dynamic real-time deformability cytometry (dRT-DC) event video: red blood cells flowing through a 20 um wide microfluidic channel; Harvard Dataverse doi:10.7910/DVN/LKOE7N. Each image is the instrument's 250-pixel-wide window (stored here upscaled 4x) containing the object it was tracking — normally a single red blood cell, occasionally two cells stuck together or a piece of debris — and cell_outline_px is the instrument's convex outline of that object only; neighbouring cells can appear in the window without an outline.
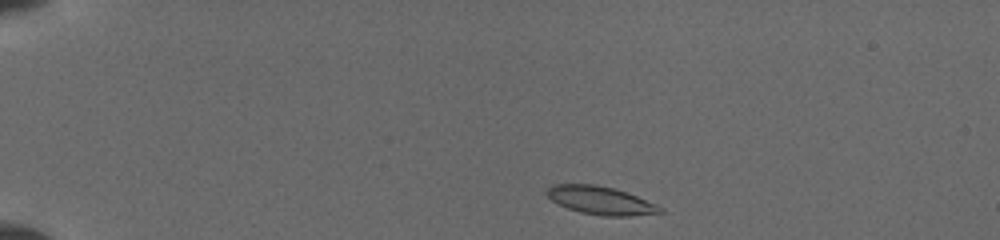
{"species": "common noctule bat (a hibernating species)", "species_latin": "Nyctalus noctula", "temperature_condition": "cold", "stored_images_in_passage": 8, "camera_frame_rate_fps": 3000, "um_per_image_px": 0.085, "animal": {"sex": "female", "body_mass_g": 19.5, "forearm_length_mm": 54.1}, "frame": {"image": 1, "passage_image": 1, "time_ms": 0.0, "image_size_px": [1000, 240], "cell_outline_px": [[664, 212], [628, 216], [604, 216], [580, 212], [568, 208], [552, 200], [544, 192], [552, 184], [596, 184], [612, 188], [636, 196], [664, 208]], "centroid_in_image_um": [51.03, 17.03], "position_along_channel_um": 34.0, "area_um2": 18.32}}
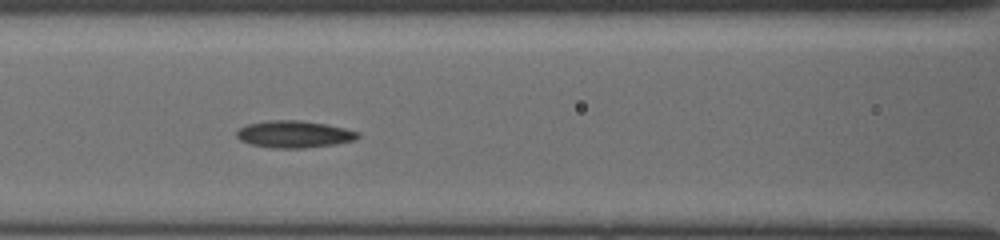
{"frame": {"image": 2, "passage_image": 7, "time_ms": 4.667, "image_size_px": [1000, 240], "cell_outline_px": [[360, 136], [356, 140], [336, 144], [304, 148], [272, 148], [252, 144], [240, 140], [236, 136], [236, 132], [240, 128], [248, 124], [268, 120], [300, 120], [324, 124], [344, 128], [360, 132]], "centroid_in_image_um": [25.02, 11.41], "position_along_channel_um": 141.6, "area_um2": 19.07}}
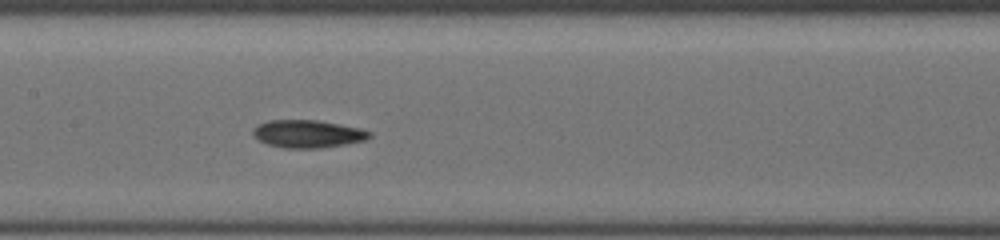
{"frame": {"image": 3, "passage_image": 8, "time_ms": 5.667, "image_size_px": [1000, 240], "cell_outline_px": [[372, 136], [364, 140], [344, 144], [320, 148], [284, 148], [268, 144], [260, 140], [252, 132], [252, 128], [256, 124], [268, 120], [316, 120], [360, 128], [372, 132]], "centroid_in_image_um": [26.14, 11.37], "position_along_channel_um": 181.3, "area_um2": 18.73}}